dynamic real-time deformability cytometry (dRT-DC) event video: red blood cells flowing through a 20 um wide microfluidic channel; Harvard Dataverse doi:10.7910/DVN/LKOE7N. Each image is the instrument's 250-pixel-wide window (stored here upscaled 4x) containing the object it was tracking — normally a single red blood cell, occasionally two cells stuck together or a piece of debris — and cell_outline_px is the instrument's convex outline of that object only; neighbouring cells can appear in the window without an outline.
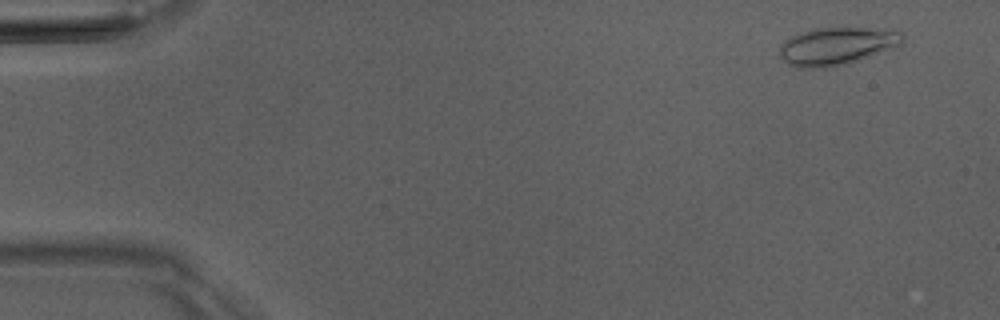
{"species": "Egyptian fruit bat (a non-hibernating species)", "species_latin": "Rousettus aegyptiacus", "temperature_condition": "room temperature", "stored_images_in_passage": 7, "camera_frame_rate_fps": 3000, "um_per_image_px": 0.085, "animal": {"sex": "male"}, "frame": {"image": 1, "passage_image": 1, "time_ms": 0.0, "image_size_px": [1000, 320], "cell_outline_px": [[904, 40], [900, 44], [848, 64], [824, 68], [800, 68], [788, 64], [780, 56], [780, 44], [792, 36], [816, 28], [896, 28], [904, 36]], "centroid_in_image_um": [71.14, 3.91], "position_along_channel_um": 13.9, "area_um2": 26.88}}
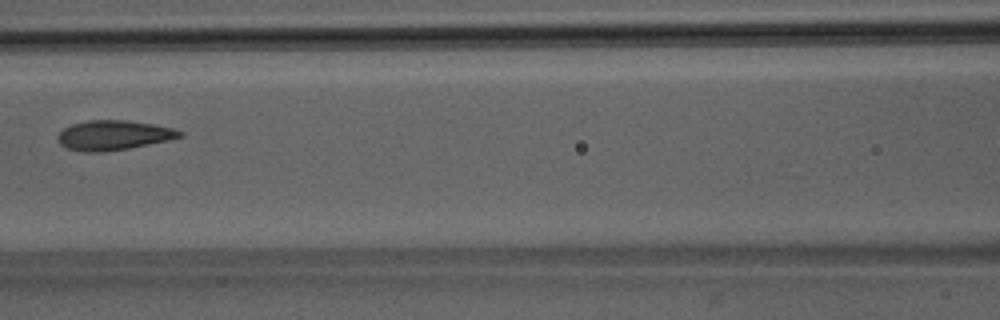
{"frame": {"image": 2, "passage_image": 6, "time_ms": 6.667, "image_size_px": [1000, 320], "cell_outline_px": [[184, 136], [168, 140], [128, 148], [100, 152], [84, 152], [68, 148], [60, 144], [56, 140], [56, 136], [64, 128], [72, 124], [88, 120], [128, 120], [152, 124], [172, 128], [184, 132]], "centroid_in_image_um": [9.63, 11.49], "position_along_channel_um": 157.0, "area_um2": 21.04}}